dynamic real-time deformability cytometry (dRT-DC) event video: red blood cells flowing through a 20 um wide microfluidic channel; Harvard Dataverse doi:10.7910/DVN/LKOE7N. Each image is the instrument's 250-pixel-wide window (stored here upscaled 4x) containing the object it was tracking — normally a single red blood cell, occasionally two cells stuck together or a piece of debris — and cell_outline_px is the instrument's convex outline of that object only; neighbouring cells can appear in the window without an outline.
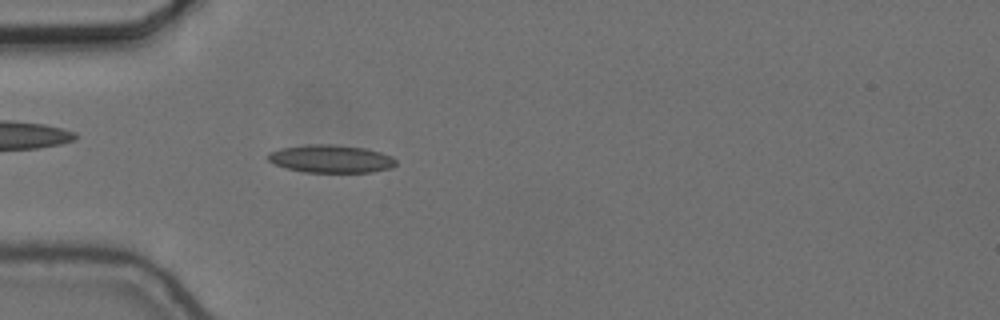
{"species": "common noctule bat (a hibernating species)", "species_latin": "Nyctalus noctula", "temperature_condition": "cold", "stored_images_in_passage": 57, "camera_frame_rate_fps": 3000, "um_per_image_px": 0.085, "animal": {"sex": "female", "body_mass_g": 24.6, "forearm_length_mm": 56.2}, "frame": {"image": 1, "passage_image": 17, "time_ms": 5.333, "image_size_px": [1000, 320], "cell_outline_px": [[396, 164], [392, 168], [372, 172], [304, 172], [288, 168], [276, 164], [268, 160], [268, 152], [280, 148], [308, 144], [332, 144], [364, 148], [380, 152], [392, 156], [396, 160]], "centroid_in_image_um": [28.14, 13.49], "position_along_channel_um": 56.9, "area_um2": 20.75}}
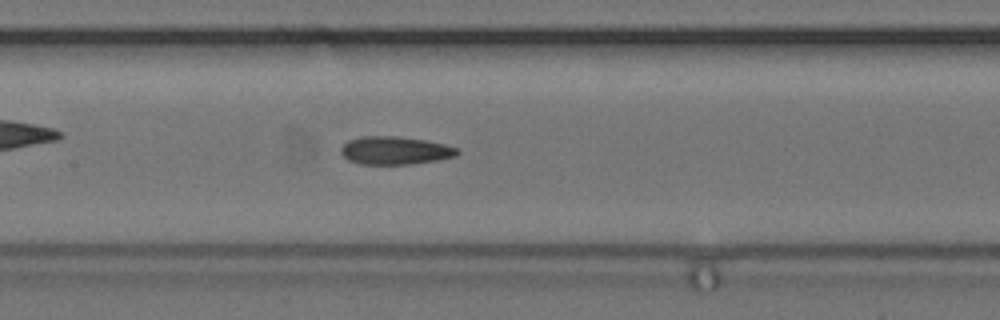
{"frame": {"image": 2, "passage_image": 27, "time_ms": 8.667, "image_size_px": [1000, 320], "cell_outline_px": [[460, 152], [456, 156], [440, 160], [412, 164], [360, 164], [348, 160], [340, 152], [340, 148], [348, 140], [360, 136], [396, 136], [424, 140], [444, 144], [460, 148]], "centroid_in_image_um": [33.6, 12.79], "position_along_channel_um": 173.8, "area_um2": 19.19}}
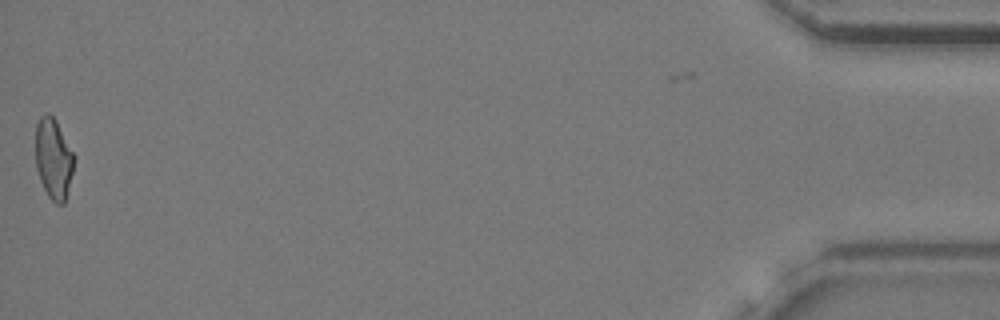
{"frame": {"image": 3, "passage_image": 56, "time_ms": 18.333, "image_size_px": [1000, 320], "cell_outline_px": [[72, 172], [64, 204], [56, 204], [48, 196], [40, 180], [36, 168], [36, 124], [40, 116], [48, 112], [56, 120], [72, 152]], "centroid_in_image_um": [4.51, 13.48], "position_along_channel_um": 430.7, "area_um2": 17.63}, "authors_computed_cell_mechanics": {"area_um2": 18.4382, "velocity_mm_per_s": 3.6674, "shape_relaxation_time_tau1_ms": null, "shape_relaxation_time_tau2_ms": 3.2161, "deformation_change_tau1": null, "deformation_change_tau2": 0.1178}}